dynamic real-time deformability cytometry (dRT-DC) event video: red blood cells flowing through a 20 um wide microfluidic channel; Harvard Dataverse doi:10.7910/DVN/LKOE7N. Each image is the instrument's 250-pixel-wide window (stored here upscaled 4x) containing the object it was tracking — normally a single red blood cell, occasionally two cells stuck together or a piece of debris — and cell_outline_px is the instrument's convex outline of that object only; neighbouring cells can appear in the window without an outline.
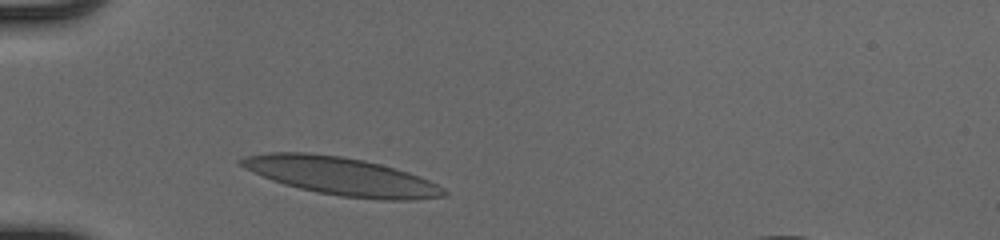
{"species": "human", "species_latin": "Homo sapiens", "temperature_condition": "cold", "stored_images_in_passage": 28, "camera_frame_rate_fps": 3000, "um_per_image_px": 0.085, "donor": {"sex": "male"}, "frame": {"image": 1, "passage_image": 1, "time_ms": 0.0, "image_size_px": [1000, 240], "cell_outline_px": [[448, 192], [444, 196], [412, 200], [380, 200], [340, 196], [316, 192], [284, 184], [272, 180], [244, 168], [236, 160], [244, 156], [268, 152], [308, 152], [340, 156], [364, 160], [380, 164], [408, 172], [428, 180], [444, 188]], "centroid_in_image_um": [28.99, 14.97], "position_along_channel_um": 56.0, "area_um2": 44.74}}
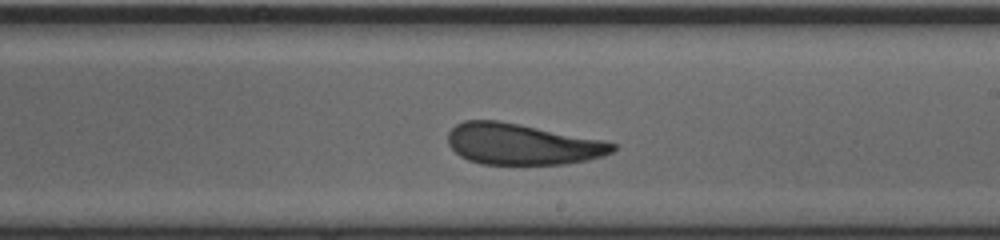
{"frame": {"image": 2, "passage_image": 16, "time_ms": 5.0, "image_size_px": [1000, 240], "cell_outline_px": [[616, 148], [612, 152], [604, 156], [564, 164], [480, 164], [468, 160], [460, 156], [448, 144], [448, 132], [456, 124], [464, 120], [500, 120], [600, 140], [616, 144]], "centroid_in_image_um": [44.32, 12.25], "position_along_channel_um": 244.7, "area_um2": 39.19}}
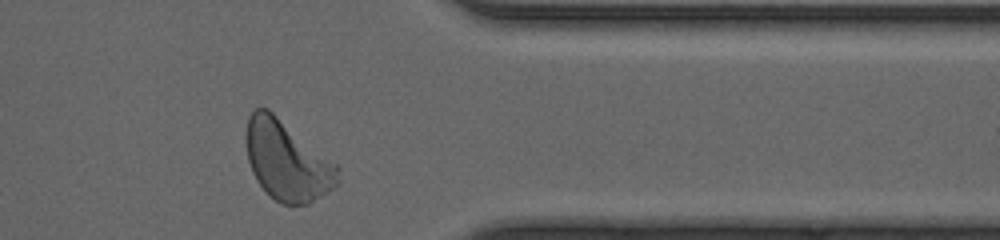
{"frame": {"image": 3, "passage_image": 27, "time_ms": 8.667, "image_size_px": [1000, 240], "cell_outline_px": [[340, 184], [328, 192], [308, 204], [280, 204], [256, 180], [252, 172], [248, 160], [244, 140], [248, 116], [256, 108], [268, 108], [336, 164], [340, 168]], "centroid_in_image_um": [24.4, 13.66], "position_along_channel_um": 387.0, "area_um2": 42.54}, "authors_computed_cell_mechanics": {"area_um2": 40.4311, "velocity_mm_per_s": 4.0883, "shape_relaxation_time_tau1_ms": 6.63, "shape_relaxation_time_tau2_ms": 2.2144, "deformation_change_tau1": 0.1939, "deformation_change_tau2": 0.0958}}